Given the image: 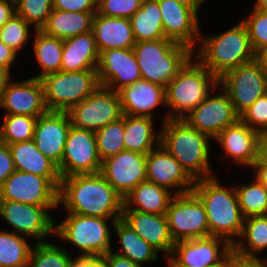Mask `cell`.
Masks as SVG:
<instances>
[{"label": "cell", "mask_w": 267, "mask_h": 267, "mask_svg": "<svg viewBox=\"0 0 267 267\" xmlns=\"http://www.w3.org/2000/svg\"><path fill=\"white\" fill-rule=\"evenodd\" d=\"M122 113L153 118V109L166 105L165 88L140 79L118 91Z\"/></svg>", "instance_id": "obj_24"}, {"label": "cell", "mask_w": 267, "mask_h": 267, "mask_svg": "<svg viewBox=\"0 0 267 267\" xmlns=\"http://www.w3.org/2000/svg\"><path fill=\"white\" fill-rule=\"evenodd\" d=\"M15 169L48 178L58 189L61 176L58 166L43 155L34 140L8 144Z\"/></svg>", "instance_id": "obj_27"}, {"label": "cell", "mask_w": 267, "mask_h": 267, "mask_svg": "<svg viewBox=\"0 0 267 267\" xmlns=\"http://www.w3.org/2000/svg\"><path fill=\"white\" fill-rule=\"evenodd\" d=\"M102 160L95 132L71 125L58 170L61 178L75 174L98 173Z\"/></svg>", "instance_id": "obj_13"}, {"label": "cell", "mask_w": 267, "mask_h": 267, "mask_svg": "<svg viewBox=\"0 0 267 267\" xmlns=\"http://www.w3.org/2000/svg\"><path fill=\"white\" fill-rule=\"evenodd\" d=\"M69 267H105L101 257L77 256L71 260Z\"/></svg>", "instance_id": "obj_50"}, {"label": "cell", "mask_w": 267, "mask_h": 267, "mask_svg": "<svg viewBox=\"0 0 267 267\" xmlns=\"http://www.w3.org/2000/svg\"><path fill=\"white\" fill-rule=\"evenodd\" d=\"M95 14L96 12H68L53 9L41 31L61 40L69 39L92 31Z\"/></svg>", "instance_id": "obj_30"}, {"label": "cell", "mask_w": 267, "mask_h": 267, "mask_svg": "<svg viewBox=\"0 0 267 267\" xmlns=\"http://www.w3.org/2000/svg\"><path fill=\"white\" fill-rule=\"evenodd\" d=\"M191 57L165 88L166 106L170 108L164 119H182L218 87V78L198 60ZM194 61V62H193Z\"/></svg>", "instance_id": "obj_5"}, {"label": "cell", "mask_w": 267, "mask_h": 267, "mask_svg": "<svg viewBox=\"0 0 267 267\" xmlns=\"http://www.w3.org/2000/svg\"><path fill=\"white\" fill-rule=\"evenodd\" d=\"M15 2L16 13L30 25L33 24L35 30H41L53 10V0H15Z\"/></svg>", "instance_id": "obj_41"}, {"label": "cell", "mask_w": 267, "mask_h": 267, "mask_svg": "<svg viewBox=\"0 0 267 267\" xmlns=\"http://www.w3.org/2000/svg\"><path fill=\"white\" fill-rule=\"evenodd\" d=\"M6 114L39 117L48 110L44 102L43 86L34 77L23 81H9L3 93L0 108Z\"/></svg>", "instance_id": "obj_22"}, {"label": "cell", "mask_w": 267, "mask_h": 267, "mask_svg": "<svg viewBox=\"0 0 267 267\" xmlns=\"http://www.w3.org/2000/svg\"><path fill=\"white\" fill-rule=\"evenodd\" d=\"M254 163H264L267 165V131L259 133L257 160Z\"/></svg>", "instance_id": "obj_52"}, {"label": "cell", "mask_w": 267, "mask_h": 267, "mask_svg": "<svg viewBox=\"0 0 267 267\" xmlns=\"http://www.w3.org/2000/svg\"><path fill=\"white\" fill-rule=\"evenodd\" d=\"M105 267H143L130 259L114 253L112 250L101 257Z\"/></svg>", "instance_id": "obj_48"}, {"label": "cell", "mask_w": 267, "mask_h": 267, "mask_svg": "<svg viewBox=\"0 0 267 267\" xmlns=\"http://www.w3.org/2000/svg\"><path fill=\"white\" fill-rule=\"evenodd\" d=\"M33 52L42 72L34 78L61 71L63 40L46 35L41 30H35Z\"/></svg>", "instance_id": "obj_35"}, {"label": "cell", "mask_w": 267, "mask_h": 267, "mask_svg": "<svg viewBox=\"0 0 267 267\" xmlns=\"http://www.w3.org/2000/svg\"><path fill=\"white\" fill-rule=\"evenodd\" d=\"M72 257L64 248L47 243H35L30 252L28 267H69Z\"/></svg>", "instance_id": "obj_40"}, {"label": "cell", "mask_w": 267, "mask_h": 267, "mask_svg": "<svg viewBox=\"0 0 267 267\" xmlns=\"http://www.w3.org/2000/svg\"><path fill=\"white\" fill-rule=\"evenodd\" d=\"M202 38L195 56L218 79L228 70L255 60V51L242 21L216 36Z\"/></svg>", "instance_id": "obj_4"}, {"label": "cell", "mask_w": 267, "mask_h": 267, "mask_svg": "<svg viewBox=\"0 0 267 267\" xmlns=\"http://www.w3.org/2000/svg\"><path fill=\"white\" fill-rule=\"evenodd\" d=\"M168 267H181L177 264H175L170 258L168 259Z\"/></svg>", "instance_id": "obj_60"}, {"label": "cell", "mask_w": 267, "mask_h": 267, "mask_svg": "<svg viewBox=\"0 0 267 267\" xmlns=\"http://www.w3.org/2000/svg\"><path fill=\"white\" fill-rule=\"evenodd\" d=\"M251 167L254 168L252 172L256 174L255 179L267 189V165L264 163H253Z\"/></svg>", "instance_id": "obj_53"}, {"label": "cell", "mask_w": 267, "mask_h": 267, "mask_svg": "<svg viewBox=\"0 0 267 267\" xmlns=\"http://www.w3.org/2000/svg\"><path fill=\"white\" fill-rule=\"evenodd\" d=\"M240 119L258 133L267 131V94L259 97L241 115Z\"/></svg>", "instance_id": "obj_45"}, {"label": "cell", "mask_w": 267, "mask_h": 267, "mask_svg": "<svg viewBox=\"0 0 267 267\" xmlns=\"http://www.w3.org/2000/svg\"><path fill=\"white\" fill-rule=\"evenodd\" d=\"M113 227L117 234L123 252H114L120 256L130 259L132 262L143 266L158 259V251L143 240L122 219L116 220Z\"/></svg>", "instance_id": "obj_33"}, {"label": "cell", "mask_w": 267, "mask_h": 267, "mask_svg": "<svg viewBox=\"0 0 267 267\" xmlns=\"http://www.w3.org/2000/svg\"><path fill=\"white\" fill-rule=\"evenodd\" d=\"M16 14L15 0H0V28Z\"/></svg>", "instance_id": "obj_49"}, {"label": "cell", "mask_w": 267, "mask_h": 267, "mask_svg": "<svg viewBox=\"0 0 267 267\" xmlns=\"http://www.w3.org/2000/svg\"><path fill=\"white\" fill-rule=\"evenodd\" d=\"M14 162L7 144L0 141V188L4 181L15 171Z\"/></svg>", "instance_id": "obj_47"}, {"label": "cell", "mask_w": 267, "mask_h": 267, "mask_svg": "<svg viewBox=\"0 0 267 267\" xmlns=\"http://www.w3.org/2000/svg\"><path fill=\"white\" fill-rule=\"evenodd\" d=\"M231 253L232 246L225 239L209 236L175 242L168 257L181 267H218Z\"/></svg>", "instance_id": "obj_16"}, {"label": "cell", "mask_w": 267, "mask_h": 267, "mask_svg": "<svg viewBox=\"0 0 267 267\" xmlns=\"http://www.w3.org/2000/svg\"><path fill=\"white\" fill-rule=\"evenodd\" d=\"M218 86L228 94L241 115L259 97L267 94V73L254 60L225 72L218 79Z\"/></svg>", "instance_id": "obj_10"}, {"label": "cell", "mask_w": 267, "mask_h": 267, "mask_svg": "<svg viewBox=\"0 0 267 267\" xmlns=\"http://www.w3.org/2000/svg\"><path fill=\"white\" fill-rule=\"evenodd\" d=\"M92 31L99 53L115 48L130 49L136 43L128 18L107 17L96 12Z\"/></svg>", "instance_id": "obj_26"}, {"label": "cell", "mask_w": 267, "mask_h": 267, "mask_svg": "<svg viewBox=\"0 0 267 267\" xmlns=\"http://www.w3.org/2000/svg\"><path fill=\"white\" fill-rule=\"evenodd\" d=\"M263 260V261H262ZM238 267H267V258H245L238 256Z\"/></svg>", "instance_id": "obj_54"}, {"label": "cell", "mask_w": 267, "mask_h": 267, "mask_svg": "<svg viewBox=\"0 0 267 267\" xmlns=\"http://www.w3.org/2000/svg\"><path fill=\"white\" fill-rule=\"evenodd\" d=\"M129 20L136 42L165 38L157 0H142L141 7Z\"/></svg>", "instance_id": "obj_32"}, {"label": "cell", "mask_w": 267, "mask_h": 267, "mask_svg": "<svg viewBox=\"0 0 267 267\" xmlns=\"http://www.w3.org/2000/svg\"><path fill=\"white\" fill-rule=\"evenodd\" d=\"M160 131V144L194 181L213 176L209 161L211 138L207 134L194 129L183 119H168Z\"/></svg>", "instance_id": "obj_3"}, {"label": "cell", "mask_w": 267, "mask_h": 267, "mask_svg": "<svg viewBox=\"0 0 267 267\" xmlns=\"http://www.w3.org/2000/svg\"><path fill=\"white\" fill-rule=\"evenodd\" d=\"M111 220L112 228L116 220L122 218H100L68 213L61 224L55 225L56 237L73 243L79 248L81 256L102 257L112 250L111 231L107 223Z\"/></svg>", "instance_id": "obj_7"}, {"label": "cell", "mask_w": 267, "mask_h": 267, "mask_svg": "<svg viewBox=\"0 0 267 267\" xmlns=\"http://www.w3.org/2000/svg\"><path fill=\"white\" fill-rule=\"evenodd\" d=\"M259 133L241 119L223 129L213 140L220 144L236 164L252 166L257 160Z\"/></svg>", "instance_id": "obj_25"}, {"label": "cell", "mask_w": 267, "mask_h": 267, "mask_svg": "<svg viewBox=\"0 0 267 267\" xmlns=\"http://www.w3.org/2000/svg\"><path fill=\"white\" fill-rule=\"evenodd\" d=\"M18 53L14 51L12 48L6 46L0 40V65L6 67L11 71V66L14 63Z\"/></svg>", "instance_id": "obj_51"}, {"label": "cell", "mask_w": 267, "mask_h": 267, "mask_svg": "<svg viewBox=\"0 0 267 267\" xmlns=\"http://www.w3.org/2000/svg\"><path fill=\"white\" fill-rule=\"evenodd\" d=\"M99 51L93 31L63 40L61 71L97 70Z\"/></svg>", "instance_id": "obj_28"}, {"label": "cell", "mask_w": 267, "mask_h": 267, "mask_svg": "<svg viewBox=\"0 0 267 267\" xmlns=\"http://www.w3.org/2000/svg\"><path fill=\"white\" fill-rule=\"evenodd\" d=\"M97 75L99 84L114 92L142 79L138 60L132 48L101 51Z\"/></svg>", "instance_id": "obj_18"}, {"label": "cell", "mask_w": 267, "mask_h": 267, "mask_svg": "<svg viewBox=\"0 0 267 267\" xmlns=\"http://www.w3.org/2000/svg\"><path fill=\"white\" fill-rule=\"evenodd\" d=\"M32 247L26 237L0 229V267H26Z\"/></svg>", "instance_id": "obj_36"}, {"label": "cell", "mask_w": 267, "mask_h": 267, "mask_svg": "<svg viewBox=\"0 0 267 267\" xmlns=\"http://www.w3.org/2000/svg\"><path fill=\"white\" fill-rule=\"evenodd\" d=\"M70 127L67 112L47 111L37 117L33 140L38 150L57 166L61 164Z\"/></svg>", "instance_id": "obj_21"}, {"label": "cell", "mask_w": 267, "mask_h": 267, "mask_svg": "<svg viewBox=\"0 0 267 267\" xmlns=\"http://www.w3.org/2000/svg\"><path fill=\"white\" fill-rule=\"evenodd\" d=\"M142 0H98L97 12L107 17L130 18L140 7Z\"/></svg>", "instance_id": "obj_44"}, {"label": "cell", "mask_w": 267, "mask_h": 267, "mask_svg": "<svg viewBox=\"0 0 267 267\" xmlns=\"http://www.w3.org/2000/svg\"><path fill=\"white\" fill-rule=\"evenodd\" d=\"M153 127V118L124 115L125 150L148 154L158 147L161 134L154 133Z\"/></svg>", "instance_id": "obj_31"}, {"label": "cell", "mask_w": 267, "mask_h": 267, "mask_svg": "<svg viewBox=\"0 0 267 267\" xmlns=\"http://www.w3.org/2000/svg\"><path fill=\"white\" fill-rule=\"evenodd\" d=\"M67 113L71 125L92 132L100 130L123 116L118 92L102 85Z\"/></svg>", "instance_id": "obj_11"}, {"label": "cell", "mask_w": 267, "mask_h": 267, "mask_svg": "<svg viewBox=\"0 0 267 267\" xmlns=\"http://www.w3.org/2000/svg\"><path fill=\"white\" fill-rule=\"evenodd\" d=\"M173 196L167 189L146 180L139 183L123 199V210H137L144 213L166 215L168 205Z\"/></svg>", "instance_id": "obj_29"}, {"label": "cell", "mask_w": 267, "mask_h": 267, "mask_svg": "<svg viewBox=\"0 0 267 267\" xmlns=\"http://www.w3.org/2000/svg\"><path fill=\"white\" fill-rule=\"evenodd\" d=\"M36 121L32 116L5 114L0 126V141L8 145L32 140Z\"/></svg>", "instance_id": "obj_38"}, {"label": "cell", "mask_w": 267, "mask_h": 267, "mask_svg": "<svg viewBox=\"0 0 267 267\" xmlns=\"http://www.w3.org/2000/svg\"><path fill=\"white\" fill-rule=\"evenodd\" d=\"M241 240L232 246V252L245 258H258L257 254L267 248V215L244 218Z\"/></svg>", "instance_id": "obj_34"}, {"label": "cell", "mask_w": 267, "mask_h": 267, "mask_svg": "<svg viewBox=\"0 0 267 267\" xmlns=\"http://www.w3.org/2000/svg\"><path fill=\"white\" fill-rule=\"evenodd\" d=\"M218 267H238V255L232 252Z\"/></svg>", "instance_id": "obj_58"}, {"label": "cell", "mask_w": 267, "mask_h": 267, "mask_svg": "<svg viewBox=\"0 0 267 267\" xmlns=\"http://www.w3.org/2000/svg\"><path fill=\"white\" fill-rule=\"evenodd\" d=\"M58 204H63L68 213L122 218L124 200L98 172L62 177Z\"/></svg>", "instance_id": "obj_1"}, {"label": "cell", "mask_w": 267, "mask_h": 267, "mask_svg": "<svg viewBox=\"0 0 267 267\" xmlns=\"http://www.w3.org/2000/svg\"><path fill=\"white\" fill-rule=\"evenodd\" d=\"M30 26L16 13L0 28V40L18 53L28 42Z\"/></svg>", "instance_id": "obj_42"}, {"label": "cell", "mask_w": 267, "mask_h": 267, "mask_svg": "<svg viewBox=\"0 0 267 267\" xmlns=\"http://www.w3.org/2000/svg\"><path fill=\"white\" fill-rule=\"evenodd\" d=\"M122 220L158 252L171 255L175 242L170 235L166 215L123 210Z\"/></svg>", "instance_id": "obj_23"}, {"label": "cell", "mask_w": 267, "mask_h": 267, "mask_svg": "<svg viewBox=\"0 0 267 267\" xmlns=\"http://www.w3.org/2000/svg\"><path fill=\"white\" fill-rule=\"evenodd\" d=\"M241 21L247 29L254 51L267 45V13L253 8V12Z\"/></svg>", "instance_id": "obj_43"}, {"label": "cell", "mask_w": 267, "mask_h": 267, "mask_svg": "<svg viewBox=\"0 0 267 267\" xmlns=\"http://www.w3.org/2000/svg\"><path fill=\"white\" fill-rule=\"evenodd\" d=\"M132 49L138 60L142 79L164 88L193 57V50L189 47L167 38L138 41Z\"/></svg>", "instance_id": "obj_6"}, {"label": "cell", "mask_w": 267, "mask_h": 267, "mask_svg": "<svg viewBox=\"0 0 267 267\" xmlns=\"http://www.w3.org/2000/svg\"><path fill=\"white\" fill-rule=\"evenodd\" d=\"M147 154L124 150L102 161L100 173L124 199L139 183L146 181Z\"/></svg>", "instance_id": "obj_17"}, {"label": "cell", "mask_w": 267, "mask_h": 267, "mask_svg": "<svg viewBox=\"0 0 267 267\" xmlns=\"http://www.w3.org/2000/svg\"><path fill=\"white\" fill-rule=\"evenodd\" d=\"M221 94L210 93L197 107L182 119L199 132L214 139L223 129L240 119L228 94L220 87Z\"/></svg>", "instance_id": "obj_15"}, {"label": "cell", "mask_w": 267, "mask_h": 267, "mask_svg": "<svg viewBox=\"0 0 267 267\" xmlns=\"http://www.w3.org/2000/svg\"><path fill=\"white\" fill-rule=\"evenodd\" d=\"M57 206H36L32 204L0 201V216L14 228V233L45 243L44 239L54 235L55 220L49 210Z\"/></svg>", "instance_id": "obj_12"}, {"label": "cell", "mask_w": 267, "mask_h": 267, "mask_svg": "<svg viewBox=\"0 0 267 267\" xmlns=\"http://www.w3.org/2000/svg\"><path fill=\"white\" fill-rule=\"evenodd\" d=\"M166 217L174 242L210 236L207 213L193 192L174 195L168 205Z\"/></svg>", "instance_id": "obj_9"}, {"label": "cell", "mask_w": 267, "mask_h": 267, "mask_svg": "<svg viewBox=\"0 0 267 267\" xmlns=\"http://www.w3.org/2000/svg\"><path fill=\"white\" fill-rule=\"evenodd\" d=\"M146 180L167 189L173 195L192 192L195 183L161 144L147 154ZM174 187L178 189L175 194L171 190Z\"/></svg>", "instance_id": "obj_19"}, {"label": "cell", "mask_w": 267, "mask_h": 267, "mask_svg": "<svg viewBox=\"0 0 267 267\" xmlns=\"http://www.w3.org/2000/svg\"><path fill=\"white\" fill-rule=\"evenodd\" d=\"M10 73L9 69L0 65V102L8 82L12 79Z\"/></svg>", "instance_id": "obj_55"}, {"label": "cell", "mask_w": 267, "mask_h": 267, "mask_svg": "<svg viewBox=\"0 0 267 267\" xmlns=\"http://www.w3.org/2000/svg\"><path fill=\"white\" fill-rule=\"evenodd\" d=\"M165 38L193 50L201 38L198 14L177 0H157Z\"/></svg>", "instance_id": "obj_20"}, {"label": "cell", "mask_w": 267, "mask_h": 267, "mask_svg": "<svg viewBox=\"0 0 267 267\" xmlns=\"http://www.w3.org/2000/svg\"><path fill=\"white\" fill-rule=\"evenodd\" d=\"M250 184H243L235 191L241 213L244 218L267 215V189L256 179Z\"/></svg>", "instance_id": "obj_37"}, {"label": "cell", "mask_w": 267, "mask_h": 267, "mask_svg": "<svg viewBox=\"0 0 267 267\" xmlns=\"http://www.w3.org/2000/svg\"><path fill=\"white\" fill-rule=\"evenodd\" d=\"M95 136L98 154L102 161L124 151V114L119 120L96 131Z\"/></svg>", "instance_id": "obj_39"}, {"label": "cell", "mask_w": 267, "mask_h": 267, "mask_svg": "<svg viewBox=\"0 0 267 267\" xmlns=\"http://www.w3.org/2000/svg\"><path fill=\"white\" fill-rule=\"evenodd\" d=\"M180 4L194 10L197 14L205 0H177Z\"/></svg>", "instance_id": "obj_57"}, {"label": "cell", "mask_w": 267, "mask_h": 267, "mask_svg": "<svg viewBox=\"0 0 267 267\" xmlns=\"http://www.w3.org/2000/svg\"><path fill=\"white\" fill-rule=\"evenodd\" d=\"M48 111L68 112L99 86L97 70L58 71L40 78Z\"/></svg>", "instance_id": "obj_8"}, {"label": "cell", "mask_w": 267, "mask_h": 267, "mask_svg": "<svg viewBox=\"0 0 267 267\" xmlns=\"http://www.w3.org/2000/svg\"><path fill=\"white\" fill-rule=\"evenodd\" d=\"M98 0H53V9L68 12H97Z\"/></svg>", "instance_id": "obj_46"}, {"label": "cell", "mask_w": 267, "mask_h": 267, "mask_svg": "<svg viewBox=\"0 0 267 267\" xmlns=\"http://www.w3.org/2000/svg\"><path fill=\"white\" fill-rule=\"evenodd\" d=\"M255 61L267 73V45H265V46H263V47H261L255 51Z\"/></svg>", "instance_id": "obj_56"}, {"label": "cell", "mask_w": 267, "mask_h": 267, "mask_svg": "<svg viewBox=\"0 0 267 267\" xmlns=\"http://www.w3.org/2000/svg\"><path fill=\"white\" fill-rule=\"evenodd\" d=\"M192 192L207 213L210 236L225 239L231 246L240 237L244 217L234 187L222 186L217 177L196 180Z\"/></svg>", "instance_id": "obj_2"}, {"label": "cell", "mask_w": 267, "mask_h": 267, "mask_svg": "<svg viewBox=\"0 0 267 267\" xmlns=\"http://www.w3.org/2000/svg\"><path fill=\"white\" fill-rule=\"evenodd\" d=\"M58 191L46 177L15 170L0 188V201L59 206Z\"/></svg>", "instance_id": "obj_14"}, {"label": "cell", "mask_w": 267, "mask_h": 267, "mask_svg": "<svg viewBox=\"0 0 267 267\" xmlns=\"http://www.w3.org/2000/svg\"><path fill=\"white\" fill-rule=\"evenodd\" d=\"M254 8L261 12L267 13V0H256Z\"/></svg>", "instance_id": "obj_59"}]
</instances>
